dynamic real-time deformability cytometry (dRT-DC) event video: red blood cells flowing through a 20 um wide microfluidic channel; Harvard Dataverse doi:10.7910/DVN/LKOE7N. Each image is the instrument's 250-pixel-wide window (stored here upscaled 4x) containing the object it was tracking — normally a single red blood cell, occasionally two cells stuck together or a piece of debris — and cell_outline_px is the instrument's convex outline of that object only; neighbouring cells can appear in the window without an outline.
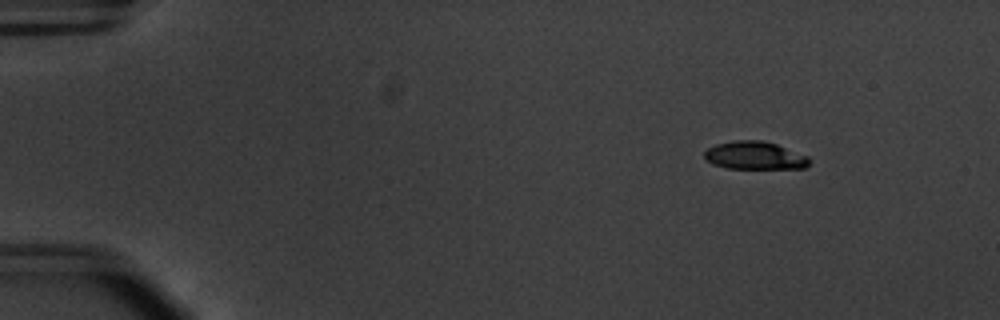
{"species": "common noctule bat (a hibernating species)", "species_latin": "Nyctalus noctula", "temperature_condition": "warm", "stored_images_in_passage": 55, "camera_frame_rate_fps": 3000, "um_per_image_px": 0.085, "animal": {"sex": "male", "body_mass_g": 20.1, "forearm_length_mm": 53.5}, "frame": {"image": 1, "passage_image": 8, "time_ms": 2.333, "image_size_px": [1000, 320], "cell_outline_px": [[808, 164], [804, 168], [728, 168], [712, 164], [704, 156], [704, 152], [708, 148], [716, 144], [732, 140], [764, 140], [776, 144], [808, 156]], "centroid_in_image_um": [64.12, 13.2], "position_along_channel_um": 20.9, "area_um2": 16.94}}
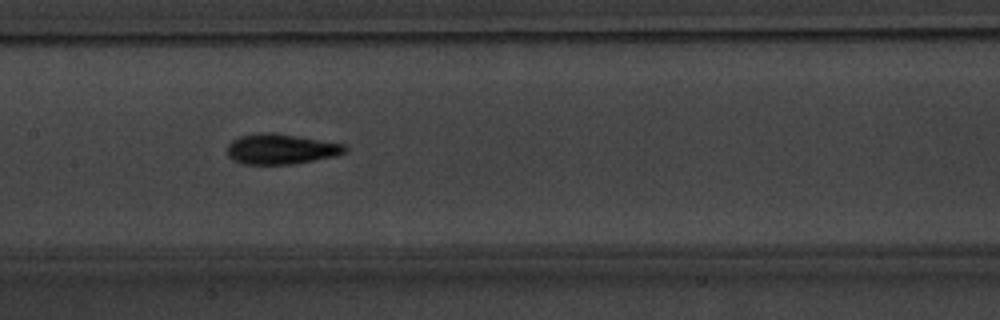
{"frame": {"image": 2, "passage_image": 29, "time_ms": 9.333, "image_size_px": [1000, 320], "cell_outline_px": [[348, 148], [344, 152], [336, 156], [292, 164], [244, 164], [232, 160], [228, 156], [228, 144], [232, 140], [240, 136], [256, 132], [276, 132], [344, 144]], "centroid_in_image_um": [23.85, 12.65], "position_along_channel_um": 183.5, "area_um2": 20.92}}
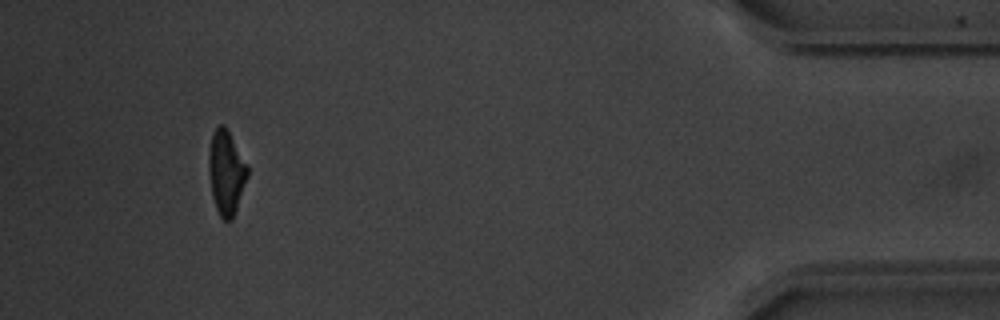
{"frame": {"image": 3, "passage_image": 52, "time_ms": 17.0, "image_size_px": [1000, 320], "cell_outline_px": [[248, 176], [232, 220], [224, 220], [220, 216], [216, 208], [212, 196], [208, 168], [208, 152], [212, 132], [220, 124], [224, 124], [248, 164]], "centroid_in_image_um": [19.22, 14.63], "position_along_channel_um": 416.0, "area_um2": 19.07}, "authors_computed_cell_mechanics": {"area_um2": 19.3052, "velocity_mm_per_s": 3.7927, "shape_relaxation_time_tau1_ms": 2.4245, "shape_relaxation_time_tau2_ms": 2.2158, "deformation_change_tau1": 0.1637, "deformation_change_tau2": 0.0918}}